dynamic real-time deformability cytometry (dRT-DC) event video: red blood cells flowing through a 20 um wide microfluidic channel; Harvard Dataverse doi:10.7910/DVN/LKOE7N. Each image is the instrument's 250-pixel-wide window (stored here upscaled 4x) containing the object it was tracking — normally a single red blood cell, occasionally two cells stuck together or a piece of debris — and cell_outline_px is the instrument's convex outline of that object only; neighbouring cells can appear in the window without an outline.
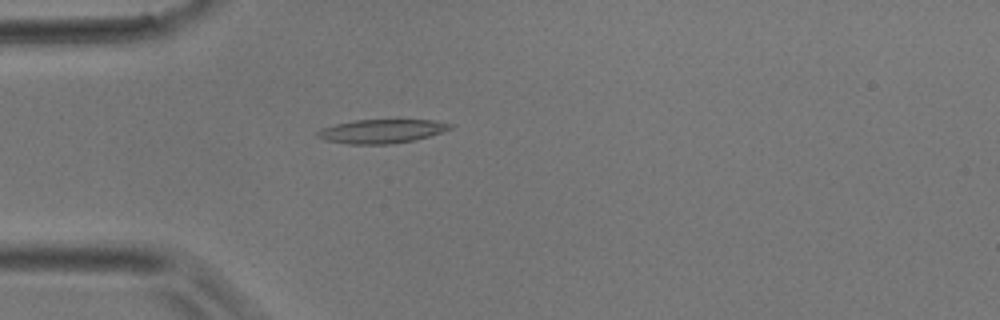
{"species": "common noctule bat (a hibernating species)", "species_latin": "Nyctalus noctula", "temperature_condition": "room temperature", "stored_images_in_passage": 1, "camera_frame_rate_fps": 3000, "um_per_image_px": 0.085, "animal": {"sex": "male", "body_mass_g": 17.9}, "frame": {"image": 1, "passage_image": 1, "time_ms": 0.0, "image_size_px": [1000, 320], "cell_outline_px": [[452, 128], [428, 136], [412, 140], [392, 144], [348, 144], [324, 140], [316, 136], [316, 132], [320, 128], [352, 120], [432, 120], [452, 124]], "centroid_in_image_um": [32.36, 11.15], "position_along_channel_um": 52.6, "area_um2": 18.32}}